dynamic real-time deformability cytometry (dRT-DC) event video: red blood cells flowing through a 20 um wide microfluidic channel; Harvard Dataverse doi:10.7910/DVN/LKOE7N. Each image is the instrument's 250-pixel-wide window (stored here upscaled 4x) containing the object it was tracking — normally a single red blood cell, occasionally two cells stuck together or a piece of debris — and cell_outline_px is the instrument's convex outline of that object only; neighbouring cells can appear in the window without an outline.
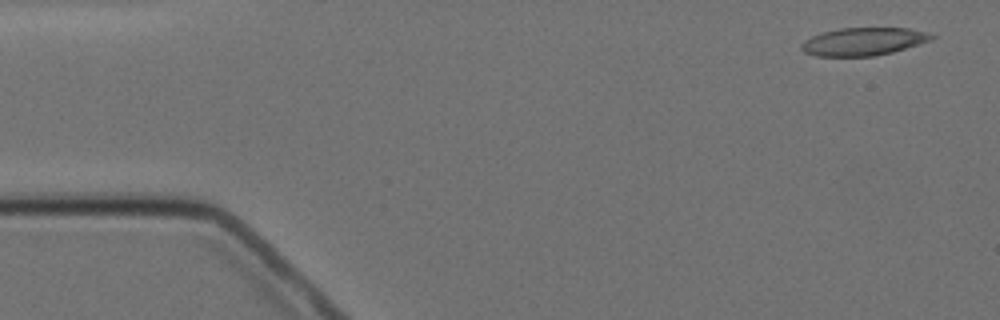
{"species": "Egyptian fruit bat (a non-hibernating species)", "species_latin": "Rousettus aegyptiacus", "temperature_condition": "cold", "stored_images_in_passage": 5, "camera_frame_rate_fps": 3000, "um_per_image_px": 0.085, "animal": {"sex": "female"}, "frame": {"image": 1, "passage_image": 1, "time_ms": 0.0, "image_size_px": [1000, 320], "cell_outline_px": [[936, 36], [932, 40], [892, 52], [876, 56], [816, 56], [804, 52], [800, 48], [800, 44], [804, 40], [812, 36], [824, 32], [840, 28], [908, 28], [928, 32]], "centroid_in_image_um": [73.39, 3.53], "position_along_channel_um": 11.6, "area_um2": 21.15}}